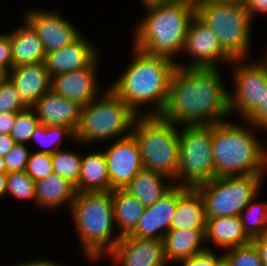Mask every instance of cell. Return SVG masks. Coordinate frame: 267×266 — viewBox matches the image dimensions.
<instances>
[{
  "label": "cell",
  "instance_id": "cell-38",
  "mask_svg": "<svg viewBox=\"0 0 267 266\" xmlns=\"http://www.w3.org/2000/svg\"><path fill=\"white\" fill-rule=\"evenodd\" d=\"M223 258L224 254L217 256L211 248H208L201 253L179 261V263H182L180 264L182 266H218Z\"/></svg>",
  "mask_w": 267,
  "mask_h": 266
},
{
  "label": "cell",
  "instance_id": "cell-28",
  "mask_svg": "<svg viewBox=\"0 0 267 266\" xmlns=\"http://www.w3.org/2000/svg\"><path fill=\"white\" fill-rule=\"evenodd\" d=\"M111 197L114 222L120 229L118 235L120 237L130 235L136 229L145 207L124 189H113Z\"/></svg>",
  "mask_w": 267,
  "mask_h": 266
},
{
  "label": "cell",
  "instance_id": "cell-48",
  "mask_svg": "<svg viewBox=\"0 0 267 266\" xmlns=\"http://www.w3.org/2000/svg\"><path fill=\"white\" fill-rule=\"evenodd\" d=\"M173 0H140L141 4H143L144 7H148L151 5H156V4H162L165 2H170Z\"/></svg>",
  "mask_w": 267,
  "mask_h": 266
},
{
  "label": "cell",
  "instance_id": "cell-4",
  "mask_svg": "<svg viewBox=\"0 0 267 266\" xmlns=\"http://www.w3.org/2000/svg\"><path fill=\"white\" fill-rule=\"evenodd\" d=\"M250 130L228 121L212 125L215 177L263 174L267 150Z\"/></svg>",
  "mask_w": 267,
  "mask_h": 266
},
{
  "label": "cell",
  "instance_id": "cell-43",
  "mask_svg": "<svg viewBox=\"0 0 267 266\" xmlns=\"http://www.w3.org/2000/svg\"><path fill=\"white\" fill-rule=\"evenodd\" d=\"M256 246L262 262V266H267V234L251 240Z\"/></svg>",
  "mask_w": 267,
  "mask_h": 266
},
{
  "label": "cell",
  "instance_id": "cell-12",
  "mask_svg": "<svg viewBox=\"0 0 267 266\" xmlns=\"http://www.w3.org/2000/svg\"><path fill=\"white\" fill-rule=\"evenodd\" d=\"M183 51L192 57V62L188 66L176 62L178 68L217 69L220 61L233 62L221 47L217 35L196 14L190 21Z\"/></svg>",
  "mask_w": 267,
  "mask_h": 266
},
{
  "label": "cell",
  "instance_id": "cell-49",
  "mask_svg": "<svg viewBox=\"0 0 267 266\" xmlns=\"http://www.w3.org/2000/svg\"><path fill=\"white\" fill-rule=\"evenodd\" d=\"M9 78V72L0 66V84L6 81Z\"/></svg>",
  "mask_w": 267,
  "mask_h": 266
},
{
  "label": "cell",
  "instance_id": "cell-29",
  "mask_svg": "<svg viewBox=\"0 0 267 266\" xmlns=\"http://www.w3.org/2000/svg\"><path fill=\"white\" fill-rule=\"evenodd\" d=\"M254 201L255 199L251 200L239 215L243 230L250 240L267 234V203L261 204Z\"/></svg>",
  "mask_w": 267,
  "mask_h": 266
},
{
  "label": "cell",
  "instance_id": "cell-11",
  "mask_svg": "<svg viewBox=\"0 0 267 266\" xmlns=\"http://www.w3.org/2000/svg\"><path fill=\"white\" fill-rule=\"evenodd\" d=\"M243 61L233 60L238 66L234 69L235 90L233 95L229 94V105L230 115L236 111L244 119L262 102L264 91L267 90V68L262 62L249 64Z\"/></svg>",
  "mask_w": 267,
  "mask_h": 266
},
{
  "label": "cell",
  "instance_id": "cell-51",
  "mask_svg": "<svg viewBox=\"0 0 267 266\" xmlns=\"http://www.w3.org/2000/svg\"><path fill=\"white\" fill-rule=\"evenodd\" d=\"M218 266H231L228 260L224 257L219 263Z\"/></svg>",
  "mask_w": 267,
  "mask_h": 266
},
{
  "label": "cell",
  "instance_id": "cell-8",
  "mask_svg": "<svg viewBox=\"0 0 267 266\" xmlns=\"http://www.w3.org/2000/svg\"><path fill=\"white\" fill-rule=\"evenodd\" d=\"M195 14L217 35L223 50L233 59H247L251 23L243 0L208 3Z\"/></svg>",
  "mask_w": 267,
  "mask_h": 266
},
{
  "label": "cell",
  "instance_id": "cell-32",
  "mask_svg": "<svg viewBox=\"0 0 267 266\" xmlns=\"http://www.w3.org/2000/svg\"><path fill=\"white\" fill-rule=\"evenodd\" d=\"M40 124L35 110L32 107L17 113L10 136L15 143L25 144L30 141L31 135Z\"/></svg>",
  "mask_w": 267,
  "mask_h": 266
},
{
  "label": "cell",
  "instance_id": "cell-26",
  "mask_svg": "<svg viewBox=\"0 0 267 266\" xmlns=\"http://www.w3.org/2000/svg\"><path fill=\"white\" fill-rule=\"evenodd\" d=\"M77 192H108L110 179L107 173L106 158L102 151L83 155Z\"/></svg>",
  "mask_w": 267,
  "mask_h": 266
},
{
  "label": "cell",
  "instance_id": "cell-15",
  "mask_svg": "<svg viewBox=\"0 0 267 266\" xmlns=\"http://www.w3.org/2000/svg\"><path fill=\"white\" fill-rule=\"evenodd\" d=\"M24 16V20L37 32L46 53L71 44L81 35L74 25L55 12L34 9Z\"/></svg>",
  "mask_w": 267,
  "mask_h": 266
},
{
  "label": "cell",
  "instance_id": "cell-13",
  "mask_svg": "<svg viewBox=\"0 0 267 266\" xmlns=\"http://www.w3.org/2000/svg\"><path fill=\"white\" fill-rule=\"evenodd\" d=\"M103 153L110 179V191L124 189L144 168L138 143L132 134L118 138Z\"/></svg>",
  "mask_w": 267,
  "mask_h": 266
},
{
  "label": "cell",
  "instance_id": "cell-2",
  "mask_svg": "<svg viewBox=\"0 0 267 266\" xmlns=\"http://www.w3.org/2000/svg\"><path fill=\"white\" fill-rule=\"evenodd\" d=\"M134 60L109 88L137 115L139 107L151 103L153 111L144 115H160L168 100L169 84L176 63L133 47Z\"/></svg>",
  "mask_w": 267,
  "mask_h": 266
},
{
  "label": "cell",
  "instance_id": "cell-7",
  "mask_svg": "<svg viewBox=\"0 0 267 266\" xmlns=\"http://www.w3.org/2000/svg\"><path fill=\"white\" fill-rule=\"evenodd\" d=\"M100 97L81 108L80 122L75 131L76 142L120 139L131 134L138 115L110 88Z\"/></svg>",
  "mask_w": 267,
  "mask_h": 266
},
{
  "label": "cell",
  "instance_id": "cell-46",
  "mask_svg": "<svg viewBox=\"0 0 267 266\" xmlns=\"http://www.w3.org/2000/svg\"><path fill=\"white\" fill-rule=\"evenodd\" d=\"M182 1L196 10L197 8H199L204 4L214 3L222 0H182Z\"/></svg>",
  "mask_w": 267,
  "mask_h": 266
},
{
  "label": "cell",
  "instance_id": "cell-3",
  "mask_svg": "<svg viewBox=\"0 0 267 266\" xmlns=\"http://www.w3.org/2000/svg\"><path fill=\"white\" fill-rule=\"evenodd\" d=\"M145 9V17L135 28L133 47L176 63L174 57L183 52L195 9L182 0L151 5Z\"/></svg>",
  "mask_w": 267,
  "mask_h": 266
},
{
  "label": "cell",
  "instance_id": "cell-34",
  "mask_svg": "<svg viewBox=\"0 0 267 266\" xmlns=\"http://www.w3.org/2000/svg\"><path fill=\"white\" fill-rule=\"evenodd\" d=\"M224 257L231 266H262L259 252L252 241L227 249Z\"/></svg>",
  "mask_w": 267,
  "mask_h": 266
},
{
  "label": "cell",
  "instance_id": "cell-47",
  "mask_svg": "<svg viewBox=\"0 0 267 266\" xmlns=\"http://www.w3.org/2000/svg\"><path fill=\"white\" fill-rule=\"evenodd\" d=\"M7 173H0V197L6 195Z\"/></svg>",
  "mask_w": 267,
  "mask_h": 266
},
{
  "label": "cell",
  "instance_id": "cell-39",
  "mask_svg": "<svg viewBox=\"0 0 267 266\" xmlns=\"http://www.w3.org/2000/svg\"><path fill=\"white\" fill-rule=\"evenodd\" d=\"M248 125L253 129H267V90L264 91L262 102H260L245 118Z\"/></svg>",
  "mask_w": 267,
  "mask_h": 266
},
{
  "label": "cell",
  "instance_id": "cell-17",
  "mask_svg": "<svg viewBox=\"0 0 267 266\" xmlns=\"http://www.w3.org/2000/svg\"><path fill=\"white\" fill-rule=\"evenodd\" d=\"M96 57L88 66L80 70L63 73L51 78V90L62 97L85 106L96 99Z\"/></svg>",
  "mask_w": 267,
  "mask_h": 266
},
{
  "label": "cell",
  "instance_id": "cell-30",
  "mask_svg": "<svg viewBox=\"0 0 267 266\" xmlns=\"http://www.w3.org/2000/svg\"><path fill=\"white\" fill-rule=\"evenodd\" d=\"M73 151L57 150L51 155L53 173L67 179L75 186L78 184L82 155Z\"/></svg>",
  "mask_w": 267,
  "mask_h": 266
},
{
  "label": "cell",
  "instance_id": "cell-33",
  "mask_svg": "<svg viewBox=\"0 0 267 266\" xmlns=\"http://www.w3.org/2000/svg\"><path fill=\"white\" fill-rule=\"evenodd\" d=\"M6 194L20 200L33 199L36 202L35 182L25 171L8 173Z\"/></svg>",
  "mask_w": 267,
  "mask_h": 266
},
{
  "label": "cell",
  "instance_id": "cell-19",
  "mask_svg": "<svg viewBox=\"0 0 267 266\" xmlns=\"http://www.w3.org/2000/svg\"><path fill=\"white\" fill-rule=\"evenodd\" d=\"M97 50L81 34L74 42L65 47L46 53L45 66L49 76L69 73L83 69L96 57Z\"/></svg>",
  "mask_w": 267,
  "mask_h": 266
},
{
  "label": "cell",
  "instance_id": "cell-14",
  "mask_svg": "<svg viewBox=\"0 0 267 266\" xmlns=\"http://www.w3.org/2000/svg\"><path fill=\"white\" fill-rule=\"evenodd\" d=\"M109 257L122 266H165L163 240L126 235L121 237Z\"/></svg>",
  "mask_w": 267,
  "mask_h": 266
},
{
  "label": "cell",
  "instance_id": "cell-5",
  "mask_svg": "<svg viewBox=\"0 0 267 266\" xmlns=\"http://www.w3.org/2000/svg\"><path fill=\"white\" fill-rule=\"evenodd\" d=\"M69 210L88 259L108 254L121 239L118 234L112 237L115 224L111 191L77 192Z\"/></svg>",
  "mask_w": 267,
  "mask_h": 266
},
{
  "label": "cell",
  "instance_id": "cell-44",
  "mask_svg": "<svg viewBox=\"0 0 267 266\" xmlns=\"http://www.w3.org/2000/svg\"><path fill=\"white\" fill-rule=\"evenodd\" d=\"M15 141L9 134H0V156L4 157L15 146Z\"/></svg>",
  "mask_w": 267,
  "mask_h": 266
},
{
  "label": "cell",
  "instance_id": "cell-6",
  "mask_svg": "<svg viewBox=\"0 0 267 266\" xmlns=\"http://www.w3.org/2000/svg\"><path fill=\"white\" fill-rule=\"evenodd\" d=\"M177 125L160 115H139L131 134L136 139L143 167L176 181L179 161Z\"/></svg>",
  "mask_w": 267,
  "mask_h": 266
},
{
  "label": "cell",
  "instance_id": "cell-31",
  "mask_svg": "<svg viewBox=\"0 0 267 266\" xmlns=\"http://www.w3.org/2000/svg\"><path fill=\"white\" fill-rule=\"evenodd\" d=\"M75 138V133L68 127L64 126H46L44 124H39L33 134L31 135L30 140H35L39 142L41 146H51L56 143V146L52 148H45V149H40L36 152L40 153H48V154H53L55 151L60 150L59 144L61 143L60 141L62 138Z\"/></svg>",
  "mask_w": 267,
  "mask_h": 266
},
{
  "label": "cell",
  "instance_id": "cell-42",
  "mask_svg": "<svg viewBox=\"0 0 267 266\" xmlns=\"http://www.w3.org/2000/svg\"><path fill=\"white\" fill-rule=\"evenodd\" d=\"M18 112L0 113V134H11Z\"/></svg>",
  "mask_w": 267,
  "mask_h": 266
},
{
  "label": "cell",
  "instance_id": "cell-23",
  "mask_svg": "<svg viewBox=\"0 0 267 266\" xmlns=\"http://www.w3.org/2000/svg\"><path fill=\"white\" fill-rule=\"evenodd\" d=\"M203 241H205V229L169 230L163 238L167 262L177 263L205 251L208 248L201 246Z\"/></svg>",
  "mask_w": 267,
  "mask_h": 266
},
{
  "label": "cell",
  "instance_id": "cell-20",
  "mask_svg": "<svg viewBox=\"0 0 267 266\" xmlns=\"http://www.w3.org/2000/svg\"><path fill=\"white\" fill-rule=\"evenodd\" d=\"M9 79L27 107H32L51 89V77L44 62L12 67Z\"/></svg>",
  "mask_w": 267,
  "mask_h": 266
},
{
  "label": "cell",
  "instance_id": "cell-36",
  "mask_svg": "<svg viewBox=\"0 0 267 266\" xmlns=\"http://www.w3.org/2000/svg\"><path fill=\"white\" fill-rule=\"evenodd\" d=\"M27 106L21 100L15 85L8 78L0 84V113L20 112Z\"/></svg>",
  "mask_w": 267,
  "mask_h": 266
},
{
  "label": "cell",
  "instance_id": "cell-24",
  "mask_svg": "<svg viewBox=\"0 0 267 266\" xmlns=\"http://www.w3.org/2000/svg\"><path fill=\"white\" fill-rule=\"evenodd\" d=\"M76 193L74 184L55 173L35 181L36 203L43 208L55 209L67 203L70 209Z\"/></svg>",
  "mask_w": 267,
  "mask_h": 266
},
{
  "label": "cell",
  "instance_id": "cell-21",
  "mask_svg": "<svg viewBox=\"0 0 267 266\" xmlns=\"http://www.w3.org/2000/svg\"><path fill=\"white\" fill-rule=\"evenodd\" d=\"M206 212L204 202L195 187L178 185V203L170 230L205 229Z\"/></svg>",
  "mask_w": 267,
  "mask_h": 266
},
{
  "label": "cell",
  "instance_id": "cell-22",
  "mask_svg": "<svg viewBox=\"0 0 267 266\" xmlns=\"http://www.w3.org/2000/svg\"><path fill=\"white\" fill-rule=\"evenodd\" d=\"M24 27L9 33L12 49V67L45 61L46 52L33 27L24 20Z\"/></svg>",
  "mask_w": 267,
  "mask_h": 266
},
{
  "label": "cell",
  "instance_id": "cell-37",
  "mask_svg": "<svg viewBox=\"0 0 267 266\" xmlns=\"http://www.w3.org/2000/svg\"><path fill=\"white\" fill-rule=\"evenodd\" d=\"M26 144L16 143L3 158L5 162L6 173L25 171L30 156V151Z\"/></svg>",
  "mask_w": 267,
  "mask_h": 266
},
{
  "label": "cell",
  "instance_id": "cell-18",
  "mask_svg": "<svg viewBox=\"0 0 267 266\" xmlns=\"http://www.w3.org/2000/svg\"><path fill=\"white\" fill-rule=\"evenodd\" d=\"M32 108L41 124L68 127L75 133L80 122L82 106L50 89Z\"/></svg>",
  "mask_w": 267,
  "mask_h": 266
},
{
  "label": "cell",
  "instance_id": "cell-50",
  "mask_svg": "<svg viewBox=\"0 0 267 266\" xmlns=\"http://www.w3.org/2000/svg\"><path fill=\"white\" fill-rule=\"evenodd\" d=\"M0 173H6L4 158L0 156Z\"/></svg>",
  "mask_w": 267,
  "mask_h": 266
},
{
  "label": "cell",
  "instance_id": "cell-9",
  "mask_svg": "<svg viewBox=\"0 0 267 266\" xmlns=\"http://www.w3.org/2000/svg\"><path fill=\"white\" fill-rule=\"evenodd\" d=\"M263 174L215 177L195 188L204 202L206 218L239 216L257 197Z\"/></svg>",
  "mask_w": 267,
  "mask_h": 266
},
{
  "label": "cell",
  "instance_id": "cell-35",
  "mask_svg": "<svg viewBox=\"0 0 267 266\" xmlns=\"http://www.w3.org/2000/svg\"><path fill=\"white\" fill-rule=\"evenodd\" d=\"M25 172L38 181L53 173L51 154L34 152L30 153Z\"/></svg>",
  "mask_w": 267,
  "mask_h": 266
},
{
  "label": "cell",
  "instance_id": "cell-1",
  "mask_svg": "<svg viewBox=\"0 0 267 266\" xmlns=\"http://www.w3.org/2000/svg\"><path fill=\"white\" fill-rule=\"evenodd\" d=\"M218 69L176 67L160 116L175 125H213L230 114L229 92Z\"/></svg>",
  "mask_w": 267,
  "mask_h": 266
},
{
  "label": "cell",
  "instance_id": "cell-40",
  "mask_svg": "<svg viewBox=\"0 0 267 266\" xmlns=\"http://www.w3.org/2000/svg\"><path fill=\"white\" fill-rule=\"evenodd\" d=\"M0 66L8 72L12 68V49L9 34H0Z\"/></svg>",
  "mask_w": 267,
  "mask_h": 266
},
{
  "label": "cell",
  "instance_id": "cell-10",
  "mask_svg": "<svg viewBox=\"0 0 267 266\" xmlns=\"http://www.w3.org/2000/svg\"><path fill=\"white\" fill-rule=\"evenodd\" d=\"M215 178L212 125H185L179 134L175 185L195 187Z\"/></svg>",
  "mask_w": 267,
  "mask_h": 266
},
{
  "label": "cell",
  "instance_id": "cell-16",
  "mask_svg": "<svg viewBox=\"0 0 267 266\" xmlns=\"http://www.w3.org/2000/svg\"><path fill=\"white\" fill-rule=\"evenodd\" d=\"M177 203L178 185H175L156 203L144 208L138 225L130 236L163 240L165 234L170 230Z\"/></svg>",
  "mask_w": 267,
  "mask_h": 266
},
{
  "label": "cell",
  "instance_id": "cell-52",
  "mask_svg": "<svg viewBox=\"0 0 267 266\" xmlns=\"http://www.w3.org/2000/svg\"><path fill=\"white\" fill-rule=\"evenodd\" d=\"M265 60L264 61H262V63L266 66V68H267V53H266V55H265Z\"/></svg>",
  "mask_w": 267,
  "mask_h": 266
},
{
  "label": "cell",
  "instance_id": "cell-25",
  "mask_svg": "<svg viewBox=\"0 0 267 266\" xmlns=\"http://www.w3.org/2000/svg\"><path fill=\"white\" fill-rule=\"evenodd\" d=\"M227 250L249 243L251 240L243 230L239 216L208 218L205 228V240Z\"/></svg>",
  "mask_w": 267,
  "mask_h": 266
},
{
  "label": "cell",
  "instance_id": "cell-41",
  "mask_svg": "<svg viewBox=\"0 0 267 266\" xmlns=\"http://www.w3.org/2000/svg\"><path fill=\"white\" fill-rule=\"evenodd\" d=\"M249 18L253 20L255 13H267V0H243Z\"/></svg>",
  "mask_w": 267,
  "mask_h": 266
},
{
  "label": "cell",
  "instance_id": "cell-45",
  "mask_svg": "<svg viewBox=\"0 0 267 266\" xmlns=\"http://www.w3.org/2000/svg\"><path fill=\"white\" fill-rule=\"evenodd\" d=\"M15 266H63V265H60L50 260L40 259V260H35V261L31 260L25 263L24 262L19 263L18 265L16 264Z\"/></svg>",
  "mask_w": 267,
  "mask_h": 266
},
{
  "label": "cell",
  "instance_id": "cell-27",
  "mask_svg": "<svg viewBox=\"0 0 267 266\" xmlns=\"http://www.w3.org/2000/svg\"><path fill=\"white\" fill-rule=\"evenodd\" d=\"M166 178L158 172L143 168L124 190L136 197L144 207H149L175 186L173 183H163Z\"/></svg>",
  "mask_w": 267,
  "mask_h": 266
}]
</instances>
